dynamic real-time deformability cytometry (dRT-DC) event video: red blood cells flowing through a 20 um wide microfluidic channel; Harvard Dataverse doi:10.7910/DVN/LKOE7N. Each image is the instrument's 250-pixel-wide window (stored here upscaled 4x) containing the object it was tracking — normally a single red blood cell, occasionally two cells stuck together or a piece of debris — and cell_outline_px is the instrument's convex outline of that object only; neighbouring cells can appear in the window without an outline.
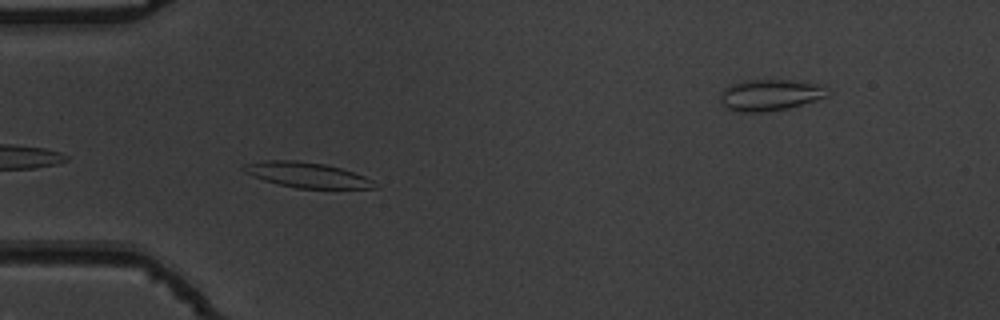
{"species": "common noctule bat (a hibernating species)", "species_latin": "Nyctalus noctula", "temperature_condition": "warm", "stored_images_in_passage": 26, "camera_frame_rate_fps": 3000, "um_per_image_px": 0.085, "animal": {"sex": "male", "body_mass_g": 19.5, "forearm_length_mm": 54.6}, "frame": {"image": 1, "passage_image": 3, "time_ms": 0.667, "image_size_px": [1000, 320], "cell_outline_px": [[380, 188], [296, 188], [264, 180], [252, 176], [244, 172], [240, 168], [244, 164], [268, 160], [296, 160], [328, 164], [364, 176], [372, 180]], "centroid_in_image_um": [26.07, 14.86], "position_along_channel_um": 58.9, "area_um2": 19.19}}
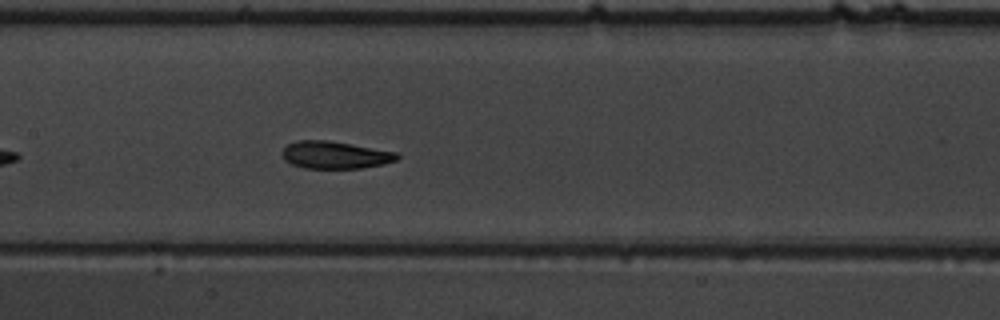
{"frame": {"image": 2, "passage_image": 13, "time_ms": 4.0, "image_size_px": [1000, 320], "cell_outline_px": [[400, 156], [396, 160], [384, 164], [360, 168], [304, 168], [292, 164], [284, 160], [280, 152], [288, 144], [296, 140], [328, 140], [400, 152]], "centroid_in_image_um": [28.49, 13.16], "position_along_channel_um": 178.9, "area_um2": 18.55}}
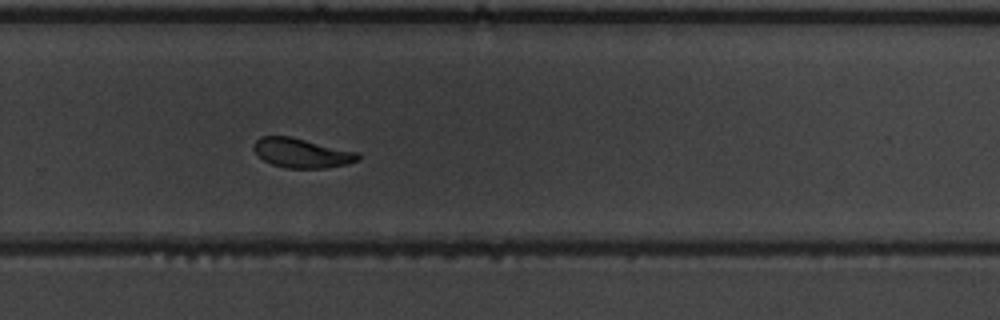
{"frame": {"image": 3, "passage_image": 23, "time_ms": 7.333, "image_size_px": [1000, 320], "cell_outline_px": [[360, 160], [348, 164], [324, 168], [284, 168], [272, 164], [264, 160], [252, 148], [256, 140], [260, 136], [288, 136], [356, 152], [360, 156]], "centroid_in_image_um": [25.63, 13.02], "position_along_channel_um": 304.2, "area_um2": 17.63}}